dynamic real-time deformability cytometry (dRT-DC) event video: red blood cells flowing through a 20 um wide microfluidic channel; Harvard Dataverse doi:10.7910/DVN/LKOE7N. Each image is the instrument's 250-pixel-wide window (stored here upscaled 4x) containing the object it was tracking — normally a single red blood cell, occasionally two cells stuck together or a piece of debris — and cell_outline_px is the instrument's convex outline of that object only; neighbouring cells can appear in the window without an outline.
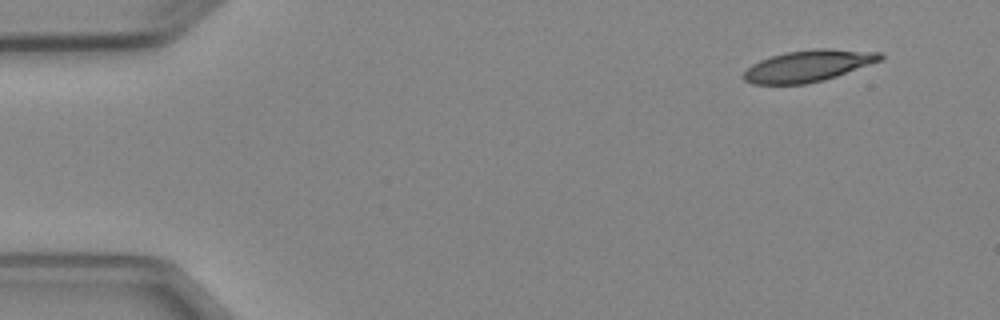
{"species": "Egyptian fruit bat (a non-hibernating species)", "species_latin": "Rousettus aegyptiacus", "temperature_condition": "cold", "stored_images_in_passage": 4, "camera_frame_rate_fps": 3000, "um_per_image_px": 0.085, "animal": {"sex": "female"}, "frame": {"image": 1, "passage_image": 1, "time_ms": 0.0, "image_size_px": [1000, 320], "cell_outline_px": [[884, 56], [880, 60], [836, 76], [824, 80], [804, 84], [752, 84], [744, 80], [740, 76], [752, 64], [760, 60], [772, 56], [788, 52], [812, 48], [828, 48], [884, 52]], "centroid_in_image_um": [68.68, 5.59], "position_along_channel_um": 16.3, "area_um2": 25.09}}
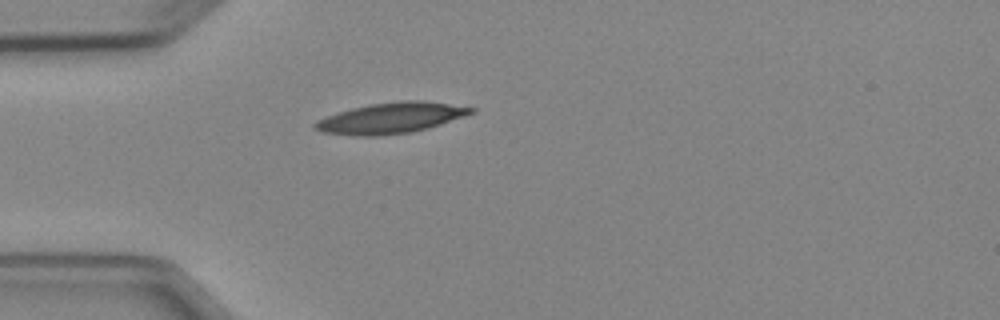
{"frame": {"image": 2, "passage_image": 4, "time_ms": 3.333, "image_size_px": [1000, 320], "cell_outline_px": [[476, 112], [428, 128], [408, 132], [380, 136], [352, 136], [320, 132], [312, 128], [312, 124], [316, 120], [336, 112], [368, 104], [400, 100], [424, 100], [476, 108]], "centroid_in_image_um": [33.16, 10.03], "position_along_channel_um": 51.8, "area_um2": 28.26}}